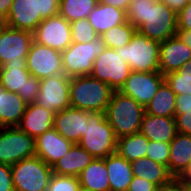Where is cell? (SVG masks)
Instances as JSON below:
<instances>
[{"instance_id":"74e56055","label":"cell","mask_w":191,"mask_h":191,"mask_svg":"<svg viewBox=\"0 0 191 191\" xmlns=\"http://www.w3.org/2000/svg\"><path fill=\"white\" fill-rule=\"evenodd\" d=\"M0 191H14L11 166L0 163Z\"/></svg>"},{"instance_id":"1f68e13d","label":"cell","mask_w":191,"mask_h":191,"mask_svg":"<svg viewBox=\"0 0 191 191\" xmlns=\"http://www.w3.org/2000/svg\"><path fill=\"white\" fill-rule=\"evenodd\" d=\"M137 29L128 21L104 32L101 36L106 47L117 49L126 46L133 38Z\"/></svg>"},{"instance_id":"f35d334b","label":"cell","mask_w":191,"mask_h":191,"mask_svg":"<svg viewBox=\"0 0 191 191\" xmlns=\"http://www.w3.org/2000/svg\"><path fill=\"white\" fill-rule=\"evenodd\" d=\"M157 191H189V184L182 177H172L158 187Z\"/></svg>"},{"instance_id":"bcb514c9","label":"cell","mask_w":191,"mask_h":191,"mask_svg":"<svg viewBox=\"0 0 191 191\" xmlns=\"http://www.w3.org/2000/svg\"><path fill=\"white\" fill-rule=\"evenodd\" d=\"M176 35L187 47L191 49V30L177 29Z\"/></svg>"},{"instance_id":"ffe728a7","label":"cell","mask_w":191,"mask_h":191,"mask_svg":"<svg viewBox=\"0 0 191 191\" xmlns=\"http://www.w3.org/2000/svg\"><path fill=\"white\" fill-rule=\"evenodd\" d=\"M43 19L36 16L35 0H13L4 25L34 33Z\"/></svg>"},{"instance_id":"7dc6e473","label":"cell","mask_w":191,"mask_h":191,"mask_svg":"<svg viewBox=\"0 0 191 191\" xmlns=\"http://www.w3.org/2000/svg\"><path fill=\"white\" fill-rule=\"evenodd\" d=\"M13 0H0V19L4 21L10 11Z\"/></svg>"},{"instance_id":"5b68a950","label":"cell","mask_w":191,"mask_h":191,"mask_svg":"<svg viewBox=\"0 0 191 191\" xmlns=\"http://www.w3.org/2000/svg\"><path fill=\"white\" fill-rule=\"evenodd\" d=\"M159 46L160 42L136 31L132 40L120 48V54L131 71L159 72Z\"/></svg>"},{"instance_id":"484cf974","label":"cell","mask_w":191,"mask_h":191,"mask_svg":"<svg viewBox=\"0 0 191 191\" xmlns=\"http://www.w3.org/2000/svg\"><path fill=\"white\" fill-rule=\"evenodd\" d=\"M27 103L15 92H8L0 85V128L17 127Z\"/></svg>"},{"instance_id":"4dcf8cb0","label":"cell","mask_w":191,"mask_h":191,"mask_svg":"<svg viewBox=\"0 0 191 191\" xmlns=\"http://www.w3.org/2000/svg\"><path fill=\"white\" fill-rule=\"evenodd\" d=\"M97 4L98 0H60L58 14L68 22L86 19Z\"/></svg>"},{"instance_id":"3957f363","label":"cell","mask_w":191,"mask_h":191,"mask_svg":"<svg viewBox=\"0 0 191 191\" xmlns=\"http://www.w3.org/2000/svg\"><path fill=\"white\" fill-rule=\"evenodd\" d=\"M113 91L107 83L90 75L72 77L70 81L71 107L90 112H105Z\"/></svg>"},{"instance_id":"7c38bea8","label":"cell","mask_w":191,"mask_h":191,"mask_svg":"<svg viewBox=\"0 0 191 191\" xmlns=\"http://www.w3.org/2000/svg\"><path fill=\"white\" fill-rule=\"evenodd\" d=\"M70 81L65 74L41 79L35 103L55 113L71 107Z\"/></svg>"},{"instance_id":"ba28073f","label":"cell","mask_w":191,"mask_h":191,"mask_svg":"<svg viewBox=\"0 0 191 191\" xmlns=\"http://www.w3.org/2000/svg\"><path fill=\"white\" fill-rule=\"evenodd\" d=\"M0 85L8 92L17 93L27 103H35L40 79L33 77L26 63H6L0 66Z\"/></svg>"},{"instance_id":"e575fe53","label":"cell","mask_w":191,"mask_h":191,"mask_svg":"<svg viewBox=\"0 0 191 191\" xmlns=\"http://www.w3.org/2000/svg\"><path fill=\"white\" fill-rule=\"evenodd\" d=\"M78 177L53 173L47 191H79Z\"/></svg>"},{"instance_id":"4316f807","label":"cell","mask_w":191,"mask_h":191,"mask_svg":"<svg viewBox=\"0 0 191 191\" xmlns=\"http://www.w3.org/2000/svg\"><path fill=\"white\" fill-rule=\"evenodd\" d=\"M80 187L91 191H110V182L105 158H94L79 174Z\"/></svg>"},{"instance_id":"cb8c5ba5","label":"cell","mask_w":191,"mask_h":191,"mask_svg":"<svg viewBox=\"0 0 191 191\" xmlns=\"http://www.w3.org/2000/svg\"><path fill=\"white\" fill-rule=\"evenodd\" d=\"M87 19L98 35L128 21L126 11L99 2L89 13Z\"/></svg>"},{"instance_id":"e0dca14e","label":"cell","mask_w":191,"mask_h":191,"mask_svg":"<svg viewBox=\"0 0 191 191\" xmlns=\"http://www.w3.org/2000/svg\"><path fill=\"white\" fill-rule=\"evenodd\" d=\"M90 111L69 107L55 113L53 128L65 139L78 143L85 132Z\"/></svg>"},{"instance_id":"d590c367","label":"cell","mask_w":191,"mask_h":191,"mask_svg":"<svg viewBox=\"0 0 191 191\" xmlns=\"http://www.w3.org/2000/svg\"><path fill=\"white\" fill-rule=\"evenodd\" d=\"M169 152L170 142H155L149 140L145 157L165 165L168 169Z\"/></svg>"},{"instance_id":"c3c4849f","label":"cell","mask_w":191,"mask_h":191,"mask_svg":"<svg viewBox=\"0 0 191 191\" xmlns=\"http://www.w3.org/2000/svg\"><path fill=\"white\" fill-rule=\"evenodd\" d=\"M182 178L191 186V166L182 176Z\"/></svg>"},{"instance_id":"836d02e7","label":"cell","mask_w":191,"mask_h":191,"mask_svg":"<svg viewBox=\"0 0 191 191\" xmlns=\"http://www.w3.org/2000/svg\"><path fill=\"white\" fill-rule=\"evenodd\" d=\"M70 27L74 43H89L98 36L87 18L70 22Z\"/></svg>"},{"instance_id":"44dd1931","label":"cell","mask_w":191,"mask_h":191,"mask_svg":"<svg viewBox=\"0 0 191 191\" xmlns=\"http://www.w3.org/2000/svg\"><path fill=\"white\" fill-rule=\"evenodd\" d=\"M140 133L151 141L171 142L177 134L175 117L144 113Z\"/></svg>"},{"instance_id":"7402d4cb","label":"cell","mask_w":191,"mask_h":191,"mask_svg":"<svg viewBox=\"0 0 191 191\" xmlns=\"http://www.w3.org/2000/svg\"><path fill=\"white\" fill-rule=\"evenodd\" d=\"M191 166V136L177 132L170 142L168 171L182 177Z\"/></svg>"},{"instance_id":"8992f818","label":"cell","mask_w":191,"mask_h":191,"mask_svg":"<svg viewBox=\"0 0 191 191\" xmlns=\"http://www.w3.org/2000/svg\"><path fill=\"white\" fill-rule=\"evenodd\" d=\"M106 45L101 35L89 43H74L62 51L63 71L67 77L90 75L94 60L103 52Z\"/></svg>"},{"instance_id":"9c48e42d","label":"cell","mask_w":191,"mask_h":191,"mask_svg":"<svg viewBox=\"0 0 191 191\" xmlns=\"http://www.w3.org/2000/svg\"><path fill=\"white\" fill-rule=\"evenodd\" d=\"M131 72L130 66L122 60L120 48L106 47L94 60L90 76L119 91Z\"/></svg>"},{"instance_id":"83f0119b","label":"cell","mask_w":191,"mask_h":191,"mask_svg":"<svg viewBox=\"0 0 191 191\" xmlns=\"http://www.w3.org/2000/svg\"><path fill=\"white\" fill-rule=\"evenodd\" d=\"M130 163L134 176L150 181L157 187L167 183L173 177L165 165L147 157L139 158Z\"/></svg>"},{"instance_id":"b9f144b4","label":"cell","mask_w":191,"mask_h":191,"mask_svg":"<svg viewBox=\"0 0 191 191\" xmlns=\"http://www.w3.org/2000/svg\"><path fill=\"white\" fill-rule=\"evenodd\" d=\"M177 29H189V30H191V3H188L177 14Z\"/></svg>"},{"instance_id":"f6af8a7d","label":"cell","mask_w":191,"mask_h":191,"mask_svg":"<svg viewBox=\"0 0 191 191\" xmlns=\"http://www.w3.org/2000/svg\"><path fill=\"white\" fill-rule=\"evenodd\" d=\"M98 2L120 8L127 12L131 0H98Z\"/></svg>"},{"instance_id":"f546056e","label":"cell","mask_w":191,"mask_h":191,"mask_svg":"<svg viewBox=\"0 0 191 191\" xmlns=\"http://www.w3.org/2000/svg\"><path fill=\"white\" fill-rule=\"evenodd\" d=\"M149 140L140 132L117 139L116 153L129 162L146 156Z\"/></svg>"},{"instance_id":"8fae6325","label":"cell","mask_w":191,"mask_h":191,"mask_svg":"<svg viewBox=\"0 0 191 191\" xmlns=\"http://www.w3.org/2000/svg\"><path fill=\"white\" fill-rule=\"evenodd\" d=\"M34 34L3 25L0 28V66L6 63H26Z\"/></svg>"},{"instance_id":"7a4b0ae2","label":"cell","mask_w":191,"mask_h":191,"mask_svg":"<svg viewBox=\"0 0 191 191\" xmlns=\"http://www.w3.org/2000/svg\"><path fill=\"white\" fill-rule=\"evenodd\" d=\"M145 108L132 97L113 91L105 111V117L113 128L116 138L140 132Z\"/></svg>"},{"instance_id":"681fc988","label":"cell","mask_w":191,"mask_h":191,"mask_svg":"<svg viewBox=\"0 0 191 191\" xmlns=\"http://www.w3.org/2000/svg\"><path fill=\"white\" fill-rule=\"evenodd\" d=\"M79 191H91V190H87V189L80 187Z\"/></svg>"},{"instance_id":"d6986e66","label":"cell","mask_w":191,"mask_h":191,"mask_svg":"<svg viewBox=\"0 0 191 191\" xmlns=\"http://www.w3.org/2000/svg\"><path fill=\"white\" fill-rule=\"evenodd\" d=\"M55 112L36 103L26 105L18 128L33 138L53 128Z\"/></svg>"},{"instance_id":"60d3db41","label":"cell","mask_w":191,"mask_h":191,"mask_svg":"<svg viewBox=\"0 0 191 191\" xmlns=\"http://www.w3.org/2000/svg\"><path fill=\"white\" fill-rule=\"evenodd\" d=\"M157 188L152 182L134 176L127 191H156Z\"/></svg>"},{"instance_id":"7bdbcfd3","label":"cell","mask_w":191,"mask_h":191,"mask_svg":"<svg viewBox=\"0 0 191 191\" xmlns=\"http://www.w3.org/2000/svg\"><path fill=\"white\" fill-rule=\"evenodd\" d=\"M176 108H175V117L178 114L191 112V95L190 94H179L176 95Z\"/></svg>"},{"instance_id":"52a82bcc","label":"cell","mask_w":191,"mask_h":191,"mask_svg":"<svg viewBox=\"0 0 191 191\" xmlns=\"http://www.w3.org/2000/svg\"><path fill=\"white\" fill-rule=\"evenodd\" d=\"M14 191H47L52 167L38 156L20 160L11 166Z\"/></svg>"},{"instance_id":"f907efd6","label":"cell","mask_w":191,"mask_h":191,"mask_svg":"<svg viewBox=\"0 0 191 191\" xmlns=\"http://www.w3.org/2000/svg\"><path fill=\"white\" fill-rule=\"evenodd\" d=\"M4 25L3 21L0 19V28Z\"/></svg>"},{"instance_id":"5bb4252c","label":"cell","mask_w":191,"mask_h":191,"mask_svg":"<svg viewBox=\"0 0 191 191\" xmlns=\"http://www.w3.org/2000/svg\"><path fill=\"white\" fill-rule=\"evenodd\" d=\"M33 34L35 42L60 52L72 44L70 22L59 14L43 19Z\"/></svg>"},{"instance_id":"ac0fdd59","label":"cell","mask_w":191,"mask_h":191,"mask_svg":"<svg viewBox=\"0 0 191 191\" xmlns=\"http://www.w3.org/2000/svg\"><path fill=\"white\" fill-rule=\"evenodd\" d=\"M73 144L52 128L35 139L36 156L52 167Z\"/></svg>"},{"instance_id":"f1b7e54d","label":"cell","mask_w":191,"mask_h":191,"mask_svg":"<svg viewBox=\"0 0 191 191\" xmlns=\"http://www.w3.org/2000/svg\"><path fill=\"white\" fill-rule=\"evenodd\" d=\"M176 94L164 82L145 107V113L154 116L175 117Z\"/></svg>"},{"instance_id":"6da1fadb","label":"cell","mask_w":191,"mask_h":191,"mask_svg":"<svg viewBox=\"0 0 191 191\" xmlns=\"http://www.w3.org/2000/svg\"><path fill=\"white\" fill-rule=\"evenodd\" d=\"M128 22L149 39L163 42L177 33V14L160 0H133Z\"/></svg>"},{"instance_id":"d4e9b609","label":"cell","mask_w":191,"mask_h":191,"mask_svg":"<svg viewBox=\"0 0 191 191\" xmlns=\"http://www.w3.org/2000/svg\"><path fill=\"white\" fill-rule=\"evenodd\" d=\"M110 191H127L134 175L131 163L117 153L105 158Z\"/></svg>"},{"instance_id":"ee69618b","label":"cell","mask_w":191,"mask_h":191,"mask_svg":"<svg viewBox=\"0 0 191 191\" xmlns=\"http://www.w3.org/2000/svg\"><path fill=\"white\" fill-rule=\"evenodd\" d=\"M167 5L171 10L178 14L187 4L188 0H160Z\"/></svg>"},{"instance_id":"277c9868","label":"cell","mask_w":191,"mask_h":191,"mask_svg":"<svg viewBox=\"0 0 191 191\" xmlns=\"http://www.w3.org/2000/svg\"><path fill=\"white\" fill-rule=\"evenodd\" d=\"M77 144L98 159L116 153L117 138L105 112H90L85 132Z\"/></svg>"},{"instance_id":"d6a6232c","label":"cell","mask_w":191,"mask_h":191,"mask_svg":"<svg viewBox=\"0 0 191 191\" xmlns=\"http://www.w3.org/2000/svg\"><path fill=\"white\" fill-rule=\"evenodd\" d=\"M165 82L176 95H191V60L183 68L165 75Z\"/></svg>"},{"instance_id":"8d00e7d4","label":"cell","mask_w":191,"mask_h":191,"mask_svg":"<svg viewBox=\"0 0 191 191\" xmlns=\"http://www.w3.org/2000/svg\"><path fill=\"white\" fill-rule=\"evenodd\" d=\"M36 16L47 19L59 13L60 0H35Z\"/></svg>"},{"instance_id":"2e32d148","label":"cell","mask_w":191,"mask_h":191,"mask_svg":"<svg viewBox=\"0 0 191 191\" xmlns=\"http://www.w3.org/2000/svg\"><path fill=\"white\" fill-rule=\"evenodd\" d=\"M191 60V49L177 35L160 42L159 72L165 76L176 72Z\"/></svg>"},{"instance_id":"4fadbf2b","label":"cell","mask_w":191,"mask_h":191,"mask_svg":"<svg viewBox=\"0 0 191 191\" xmlns=\"http://www.w3.org/2000/svg\"><path fill=\"white\" fill-rule=\"evenodd\" d=\"M26 61L27 70L37 79L64 74L61 52L35 41L31 44Z\"/></svg>"},{"instance_id":"30bf717a","label":"cell","mask_w":191,"mask_h":191,"mask_svg":"<svg viewBox=\"0 0 191 191\" xmlns=\"http://www.w3.org/2000/svg\"><path fill=\"white\" fill-rule=\"evenodd\" d=\"M36 156L35 138L18 127L0 128V163L12 166Z\"/></svg>"},{"instance_id":"9a60e30c","label":"cell","mask_w":191,"mask_h":191,"mask_svg":"<svg viewBox=\"0 0 191 191\" xmlns=\"http://www.w3.org/2000/svg\"><path fill=\"white\" fill-rule=\"evenodd\" d=\"M164 82L165 76L160 72L132 71L119 91L145 108Z\"/></svg>"},{"instance_id":"603a6c76","label":"cell","mask_w":191,"mask_h":191,"mask_svg":"<svg viewBox=\"0 0 191 191\" xmlns=\"http://www.w3.org/2000/svg\"><path fill=\"white\" fill-rule=\"evenodd\" d=\"M93 159L94 157L87 150L75 143L62 158L55 162L52 171L59 175L78 177Z\"/></svg>"},{"instance_id":"ab89813d","label":"cell","mask_w":191,"mask_h":191,"mask_svg":"<svg viewBox=\"0 0 191 191\" xmlns=\"http://www.w3.org/2000/svg\"><path fill=\"white\" fill-rule=\"evenodd\" d=\"M175 121L177 132L191 136V112L178 114Z\"/></svg>"}]
</instances>
